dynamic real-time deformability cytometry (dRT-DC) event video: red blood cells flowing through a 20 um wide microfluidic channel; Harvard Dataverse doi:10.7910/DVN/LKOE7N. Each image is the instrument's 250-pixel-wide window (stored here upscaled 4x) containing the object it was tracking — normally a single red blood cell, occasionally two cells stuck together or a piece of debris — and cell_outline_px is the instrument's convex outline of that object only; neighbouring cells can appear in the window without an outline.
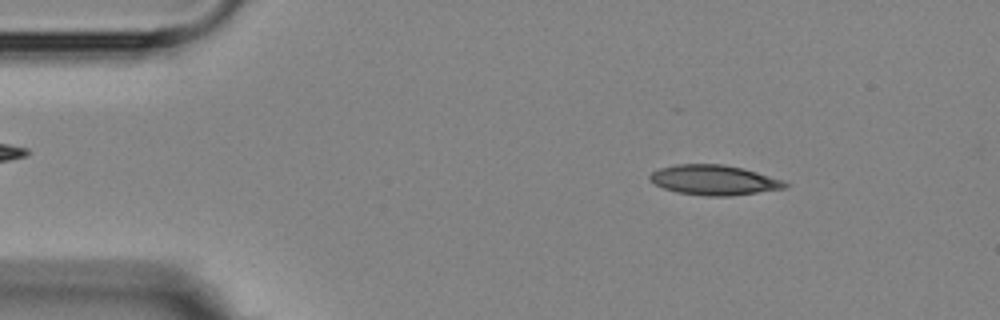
{"species": "Egyptian fruit bat (a non-hibernating species)", "species_latin": "Rousettus aegyptiacus", "temperature_condition": "room temperature", "stored_images_in_passage": 6, "camera_frame_rate_fps": 3000, "um_per_image_px": 0.085, "animal": {"sex": "female"}, "frame": {"image": 1, "passage_image": 3, "time_ms": 2.333, "image_size_px": [1000, 320], "cell_outline_px": [[788, 188], [732, 196], [704, 196], [676, 192], [664, 188], [656, 184], [648, 176], [652, 172], [660, 168], [676, 164], [720, 164], [744, 168], [780, 180], [788, 184]], "centroid_in_image_um": [60.69, 15.31], "position_along_channel_um": 24.3, "area_um2": 23.47}}